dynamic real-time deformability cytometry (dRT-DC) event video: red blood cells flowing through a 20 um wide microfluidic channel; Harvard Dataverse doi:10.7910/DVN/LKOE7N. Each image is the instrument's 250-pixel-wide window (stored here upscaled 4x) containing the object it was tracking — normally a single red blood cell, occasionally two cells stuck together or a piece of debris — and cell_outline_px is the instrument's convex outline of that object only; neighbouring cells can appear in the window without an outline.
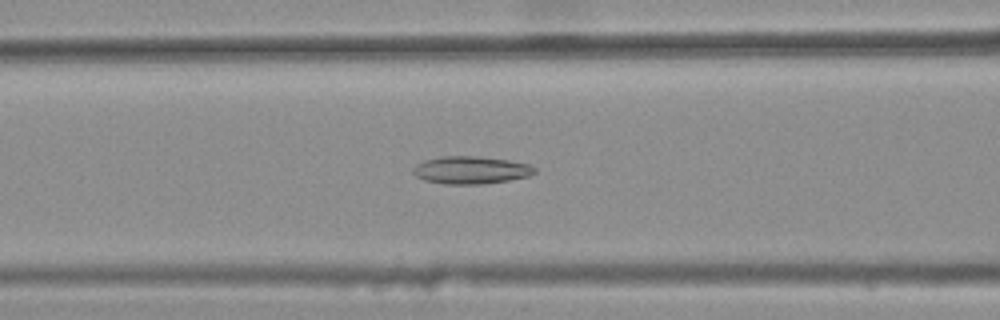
{"species": "common noctule bat (a hibernating species)", "species_latin": "Nyctalus noctula", "temperature_condition": "warm", "stored_images_in_passage": 36, "camera_frame_rate_fps": 3000, "um_per_image_px": 0.085, "animal": {"sex": "female", "body_mass_g": 25.1}, "frame": {"image": 1, "passage_image": 12, "time_ms": 3.667, "image_size_px": [1000, 320], "cell_outline_px": [[536, 172], [528, 176], [508, 180], [484, 184], [444, 184], [424, 180], [416, 176], [412, 172], [412, 168], [416, 164], [424, 160], [440, 156], [480, 156], [508, 160], [528, 164], [536, 168]], "centroid_in_image_um": [39.99, 14.45], "position_along_channel_um": 126.6, "area_um2": 19.65}}
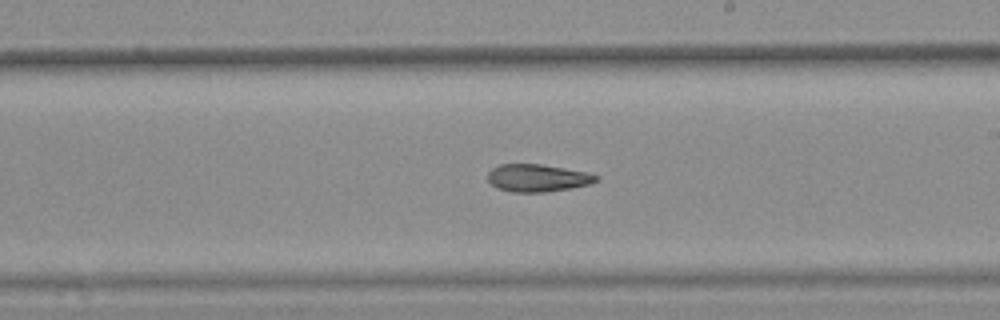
{"frame": {"image": 2, "passage_image": 21, "time_ms": 6.667, "image_size_px": [1000, 320], "cell_outline_px": [[600, 176], [596, 180], [588, 184], [572, 188], [544, 192], [512, 192], [496, 188], [488, 180], [488, 172], [492, 168], [500, 164], [540, 164], [588, 172]], "centroid_in_image_um": [45.67, 15.12], "position_along_channel_um": 243.3, "area_um2": 17.34}}
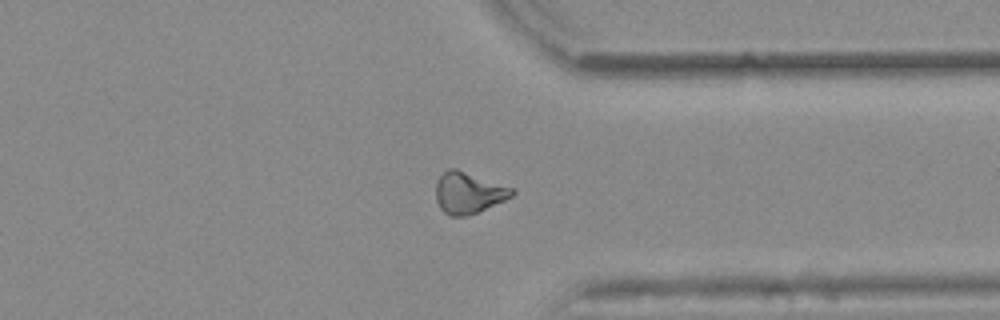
{"frame": {"image": 3, "passage_image": 31, "time_ms": 10.0, "image_size_px": [1000, 320], "cell_outline_px": [[516, 192], [512, 196], [504, 200], [476, 212], [464, 216], [448, 216], [440, 208], [436, 200], [436, 180], [448, 168], [456, 168], [512, 188]], "centroid_in_image_um": [39.78, 16.38], "position_along_channel_um": 371.6, "area_um2": 18.09}, "authors_computed_cell_mechanics": {"area_um2": 17.8891, "velocity_mm_per_s": 3.9041, "shape_relaxation_time_tau1_ms": null, "shape_relaxation_time_tau2_ms": 4.7606, "deformation_change_tau1": null, "deformation_change_tau2": 0.1374}}